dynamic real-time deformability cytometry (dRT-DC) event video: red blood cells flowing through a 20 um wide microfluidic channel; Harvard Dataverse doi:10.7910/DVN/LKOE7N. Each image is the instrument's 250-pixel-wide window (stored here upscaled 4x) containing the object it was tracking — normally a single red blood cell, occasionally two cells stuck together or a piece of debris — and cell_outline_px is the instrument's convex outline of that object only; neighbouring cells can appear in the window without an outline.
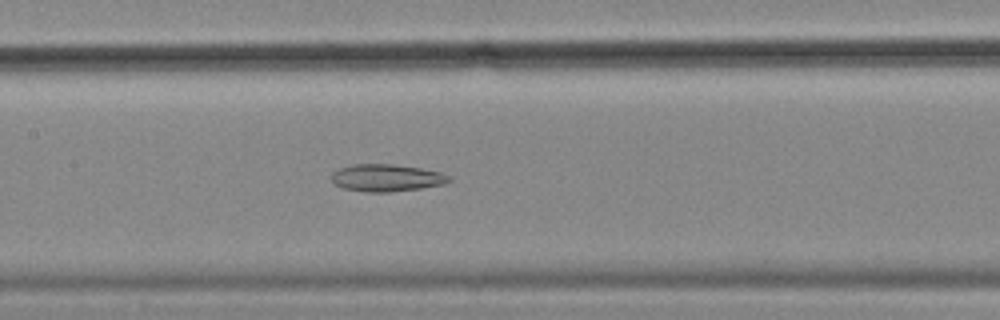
{"species": "common noctule bat (a hibernating species)", "species_latin": "Nyctalus noctula", "temperature_condition": "cold", "stored_images_in_passage": 57, "camera_frame_rate_fps": 3000, "um_per_image_px": 0.085, "animal": {"sex": "female", "body_mass_g": 18.4}, "frame": {"image": 1, "passage_image": 27, "time_ms": 8.667, "image_size_px": [1000, 320], "cell_outline_px": [[452, 180], [444, 184], [420, 188], [388, 192], [368, 192], [344, 188], [336, 184], [332, 180], [332, 172], [340, 168], [352, 164], [392, 164], [420, 168], [440, 172], [452, 176]], "centroid_in_image_um": [32.88, 15.11], "position_along_channel_um": 174.5, "area_um2": 18.55}}
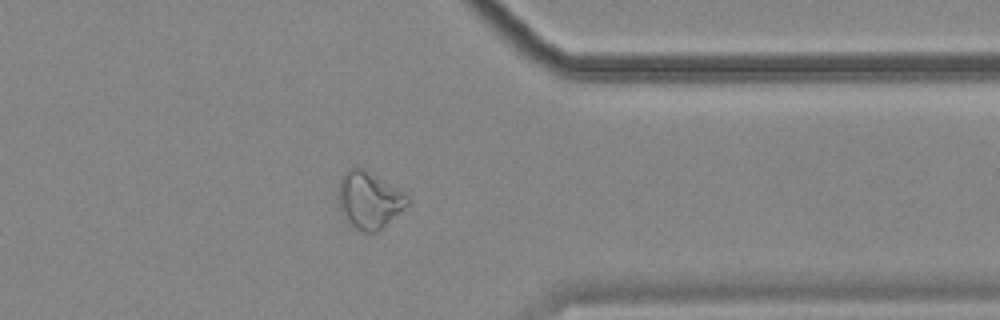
{"frame": {"image": 2, "passage_image": 45, "time_ms": 14.667, "image_size_px": [1000, 320], "cell_outline_px": [[408, 204], [376, 232], [364, 232], [348, 224], [340, 212], [336, 196], [340, 180], [344, 172], [348, 168], [364, 168], [408, 192]], "centroid_in_image_um": [31.34, 16.97], "position_along_channel_um": 380.1, "area_um2": 23.29}}
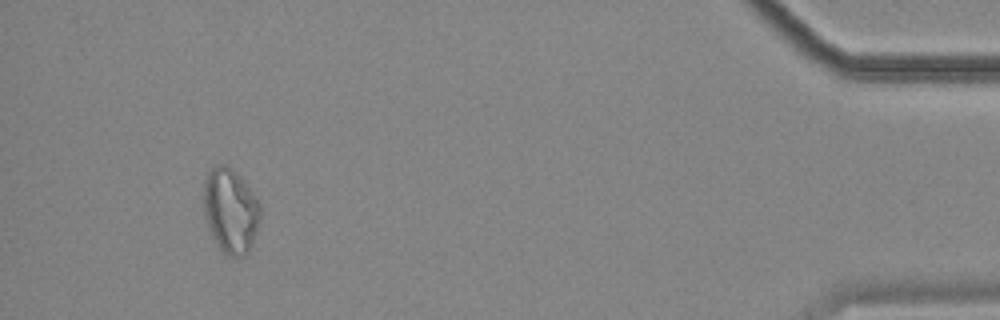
{"frame": {"image": 3, "passage_image": 53, "time_ms": 17.333, "image_size_px": [1000, 320], "cell_outline_px": [[260, 216], [248, 252], [244, 256], [232, 256], [224, 252], [216, 244], [212, 236], [208, 224], [204, 208], [204, 180], [208, 172], [216, 164], [224, 164], [232, 168], [240, 176], [260, 204]], "centroid_in_image_um": [19.58, 17.87], "position_along_channel_um": 415.6, "area_um2": 27.4}}